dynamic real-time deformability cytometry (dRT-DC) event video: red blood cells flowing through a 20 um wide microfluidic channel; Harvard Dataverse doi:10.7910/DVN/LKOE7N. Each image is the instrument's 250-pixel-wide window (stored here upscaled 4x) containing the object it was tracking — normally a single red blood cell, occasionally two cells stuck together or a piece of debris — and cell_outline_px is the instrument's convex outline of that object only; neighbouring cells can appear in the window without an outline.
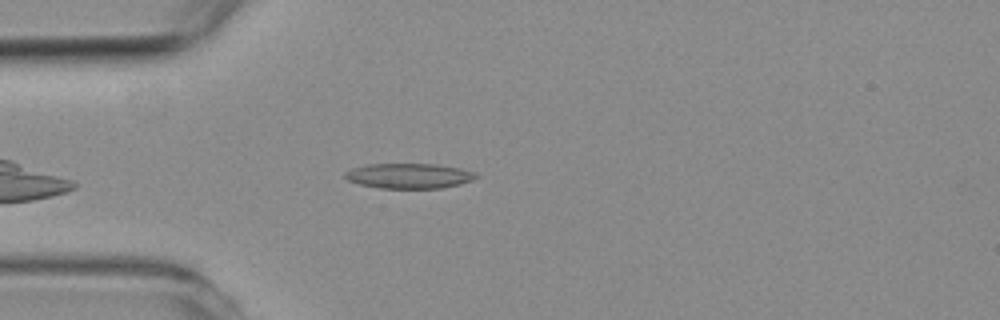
{"species": "common noctule bat (a hibernating species)", "species_latin": "Nyctalus noctula", "temperature_condition": "room temperature", "stored_images_in_passage": 14, "camera_frame_rate_fps": 3000, "um_per_image_px": 0.085, "animal": {"sex": "female", "body_mass_g": 19.3, "forearm_length_mm": 54.1}, "frame": {"image": 1, "passage_image": 11, "time_ms": 3.333, "image_size_px": [1000, 320], "cell_outline_px": [[480, 176], [472, 180], [460, 184], [440, 188], [380, 188], [360, 184], [348, 180], [344, 176], [344, 172], [352, 168], [364, 164], [436, 164], [460, 168], [476, 172]], "centroid_in_image_um": [34.78, 14.94], "position_along_channel_um": 50.2, "area_um2": 19.25}}